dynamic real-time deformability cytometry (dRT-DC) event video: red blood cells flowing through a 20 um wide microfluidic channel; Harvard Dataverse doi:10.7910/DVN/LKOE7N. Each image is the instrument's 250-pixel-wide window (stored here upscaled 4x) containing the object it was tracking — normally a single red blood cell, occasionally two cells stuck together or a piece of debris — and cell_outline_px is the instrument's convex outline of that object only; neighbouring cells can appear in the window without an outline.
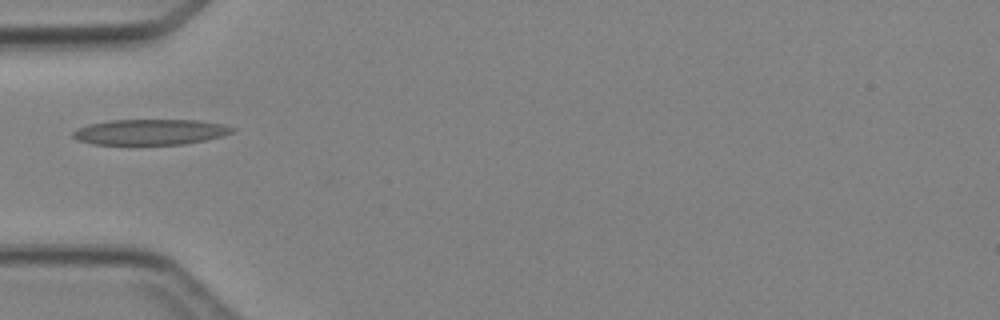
{"species": "Egyptian fruit bat (a non-hibernating species)", "species_latin": "Rousettus aegyptiacus", "temperature_condition": "cold", "stored_images_in_passage": 2, "camera_frame_rate_fps": 3000, "um_per_image_px": 0.085, "animal": {"sex": "female"}, "frame": {"image": 1, "passage_image": 1, "time_ms": 0.0, "image_size_px": [1000, 320], "cell_outline_px": [[236, 128], [232, 132], [220, 136], [204, 140], [184, 144], [92, 144], [76, 140], [72, 136], [72, 132], [76, 128], [88, 124], [108, 120], [200, 120], [220, 124]], "centroid_in_image_um": [12.7, 11.21], "position_along_channel_um": 72.3, "area_um2": 23.7}}
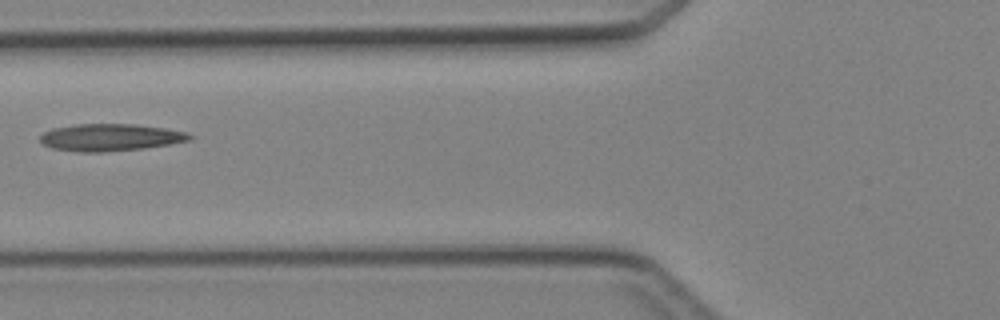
{"frame": {"image": 2, "passage_image": 2, "time_ms": 1.0, "image_size_px": [1000, 320], "cell_outline_px": [[192, 136], [188, 140], [168, 144], [144, 148], [104, 152], [76, 152], [52, 148], [40, 144], [40, 136], [44, 132], [52, 128], [76, 124], [136, 124], [164, 128], [188, 132]], "centroid_in_image_um": [9.31, 11.68], "position_along_channel_um": 116.5, "area_um2": 23.7}}